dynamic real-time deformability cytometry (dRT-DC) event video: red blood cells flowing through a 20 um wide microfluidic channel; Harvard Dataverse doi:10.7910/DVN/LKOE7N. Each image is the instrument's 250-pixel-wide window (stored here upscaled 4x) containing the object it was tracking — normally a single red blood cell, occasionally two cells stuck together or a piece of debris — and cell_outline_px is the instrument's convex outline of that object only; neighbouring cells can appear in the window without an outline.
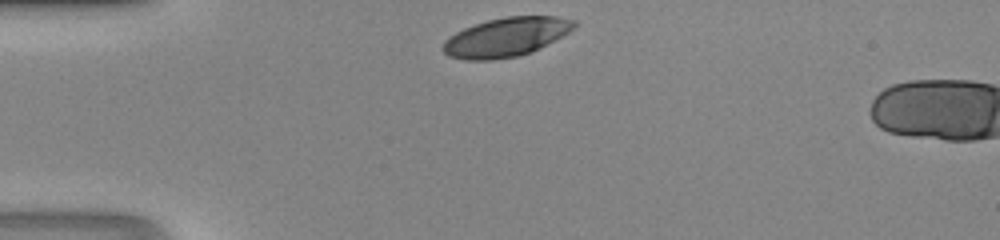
{"species": "human", "species_latin": "Homo sapiens", "temperature_condition": "room temperature", "stored_images_in_passage": 4, "camera_frame_rate_fps": 3000, "um_per_image_px": 0.085, "donor": {"sex": "male"}, "frame": {"image": 1, "passage_image": 1, "time_ms": 0.0, "image_size_px": [1000, 240], "cell_outline_px": [[576, 24], [568, 32], [528, 52], [516, 56], [492, 60], [464, 60], [448, 56], [440, 48], [444, 40], [448, 36], [464, 28], [488, 20], [508, 16], [556, 16], [576, 20]], "centroid_in_image_um": [42.93, 3.15], "position_along_channel_um": 42.1, "area_um2": 29.36}}